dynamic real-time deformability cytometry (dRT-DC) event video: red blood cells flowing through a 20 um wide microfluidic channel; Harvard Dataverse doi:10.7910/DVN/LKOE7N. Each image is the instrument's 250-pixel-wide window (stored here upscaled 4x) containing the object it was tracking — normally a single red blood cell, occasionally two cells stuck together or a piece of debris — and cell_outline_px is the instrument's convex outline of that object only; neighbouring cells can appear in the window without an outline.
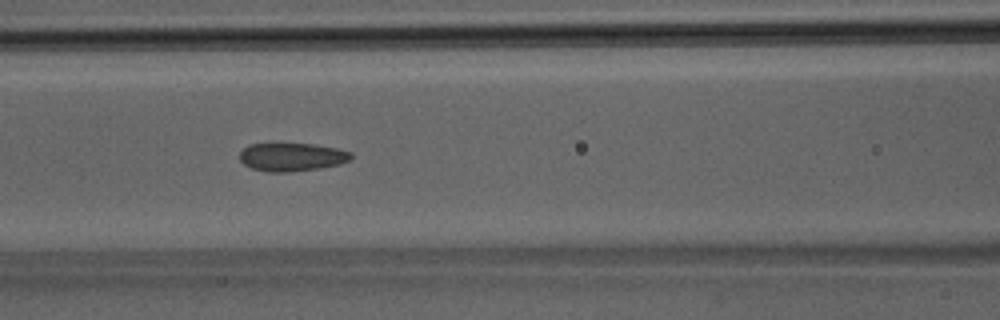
{"species": "Egyptian fruit bat (a non-hibernating species)", "species_latin": "Rousettus aegyptiacus", "temperature_condition": "room temperature", "stored_images_in_passage": 40, "segment_of_instrument_passage": [1, 2], "camera_frame_rate_fps": 3000, "um_per_image_px": 0.085, "animal": {"sex": "male"}, "frame": {"image": 1, "passage_image": 17, "time_ms": 5.333, "image_size_px": [1000, 320], "cell_outline_px": [[352, 156], [348, 160], [340, 164], [320, 168], [288, 172], [268, 172], [252, 168], [244, 164], [240, 160], [240, 152], [248, 144], [312, 144], [336, 148], [352, 152]], "centroid_in_image_um": [24.8, 13.35], "position_along_channel_um": 141.8, "area_um2": 18.21}}
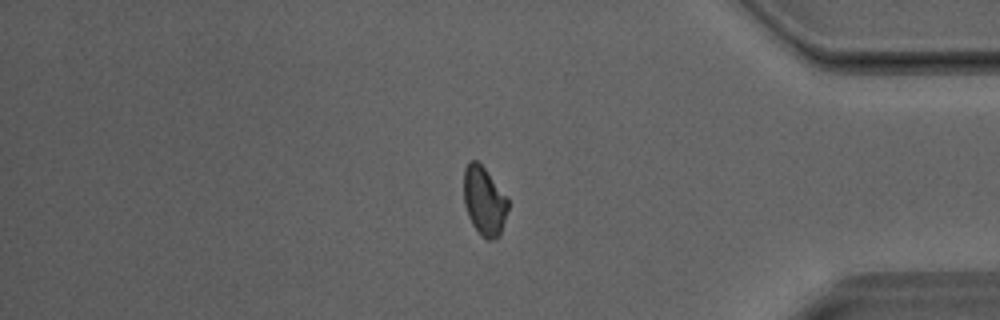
{"frame": {"image": 2, "passage_image": 33, "time_ms": 10.667, "image_size_px": [1000, 320], "cell_outline_px": [[508, 208], [500, 236], [492, 240], [488, 240], [480, 236], [472, 224], [468, 216], [464, 204], [464, 168], [468, 160], [476, 160], [484, 168], [508, 200]], "centroid_in_image_um": [41.13, 17.12], "position_along_channel_um": 394.1, "area_um2": 17.63}}
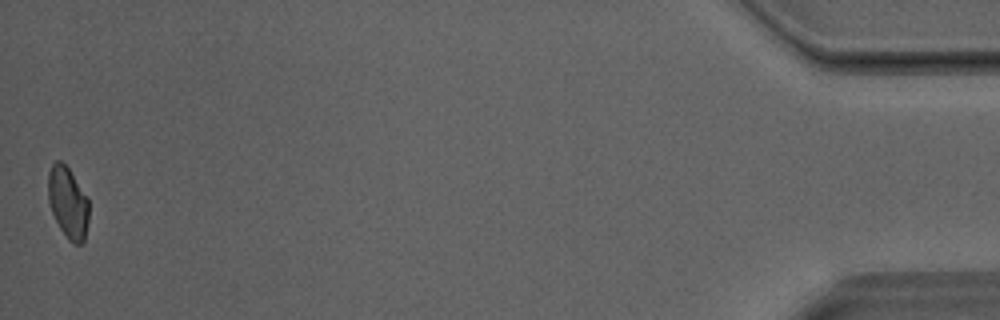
{"frame": {"image": 3, "passage_image": 39, "time_ms": 12.667, "image_size_px": [1000, 320], "cell_outline_px": [[88, 220], [84, 240], [80, 244], [72, 244], [68, 240], [60, 228], [52, 212], [48, 200], [48, 172], [52, 164], [56, 160], [60, 160], [68, 168], [88, 196]], "centroid_in_image_um": [5.77, 17.21], "position_along_channel_um": 429.4, "area_um2": 16.99}}